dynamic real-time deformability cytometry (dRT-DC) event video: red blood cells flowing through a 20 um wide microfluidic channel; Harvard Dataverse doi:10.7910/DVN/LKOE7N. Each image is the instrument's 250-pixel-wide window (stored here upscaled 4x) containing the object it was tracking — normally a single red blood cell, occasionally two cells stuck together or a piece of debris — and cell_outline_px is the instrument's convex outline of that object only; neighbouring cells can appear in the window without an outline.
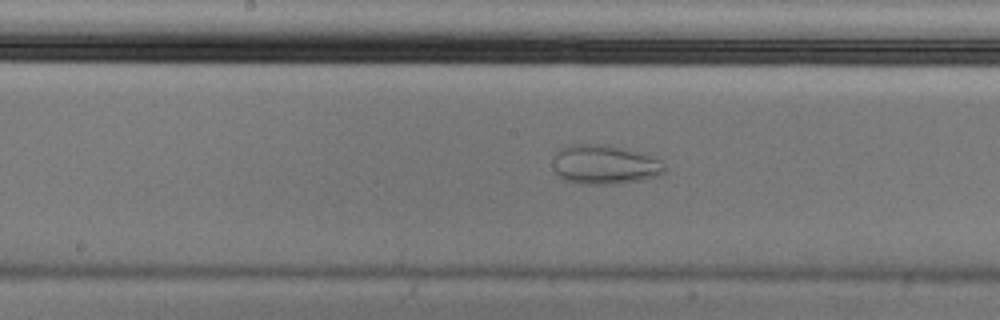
{"species": "Egyptian fruit bat (a non-hibernating species)", "species_latin": "Rousettus aegyptiacus", "temperature_condition": "cold", "stored_images_in_passage": 54, "camera_frame_rate_fps": 3000, "um_per_image_px": 0.085, "animal": {"sex": "male"}, "frame": {"image": 1, "passage_image": 27, "time_ms": 8.667, "image_size_px": [1000, 320], "cell_outline_px": [[664, 172], [656, 176], [640, 180], [608, 184], [580, 184], [564, 180], [556, 172], [556, 152], [560, 148], [568, 144], [604, 144], [648, 152], [656, 156], [660, 160], [664, 168]], "centroid_in_image_um": [51.45, 13.96], "position_along_channel_um": 196.8, "area_um2": 25.66}}
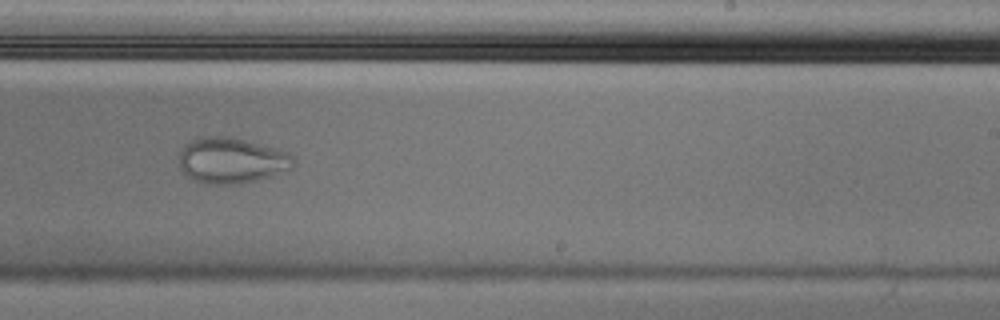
{"frame": {"image": 2, "passage_image": 33, "time_ms": 10.667, "image_size_px": [1000, 320], "cell_outline_px": [[296, 164], [292, 168], [272, 176], [240, 184], [204, 184], [188, 176], [180, 168], [180, 148], [192, 140], [200, 136], [224, 136], [244, 140], [292, 152], [296, 160]], "centroid_in_image_um": [19.73, 13.64], "position_along_channel_um": 269.3, "area_um2": 30.75}}
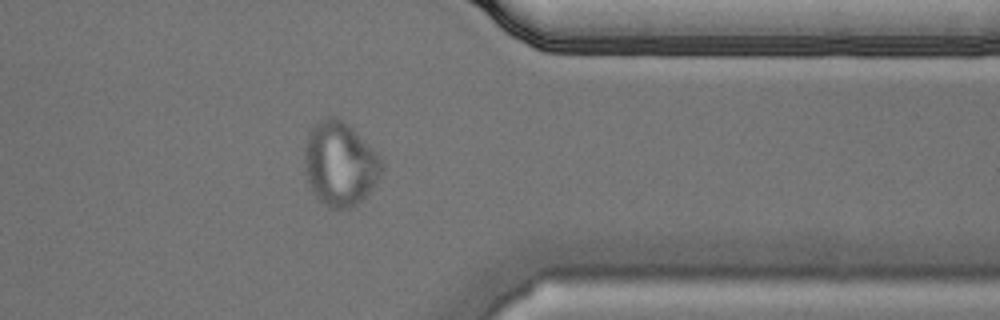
{"frame": {"image": 3, "passage_image": 43, "time_ms": 14.0, "image_size_px": [1000, 320], "cell_outline_px": [[384, 168], [380, 176], [368, 192], [356, 204], [348, 208], [328, 208], [312, 192], [308, 184], [304, 172], [304, 152], [308, 132], [316, 120], [328, 116], [336, 116], [344, 120], [380, 156], [384, 164]], "centroid_in_image_um": [28.86, 13.89], "position_along_channel_um": 382.5, "area_um2": 38.09}}